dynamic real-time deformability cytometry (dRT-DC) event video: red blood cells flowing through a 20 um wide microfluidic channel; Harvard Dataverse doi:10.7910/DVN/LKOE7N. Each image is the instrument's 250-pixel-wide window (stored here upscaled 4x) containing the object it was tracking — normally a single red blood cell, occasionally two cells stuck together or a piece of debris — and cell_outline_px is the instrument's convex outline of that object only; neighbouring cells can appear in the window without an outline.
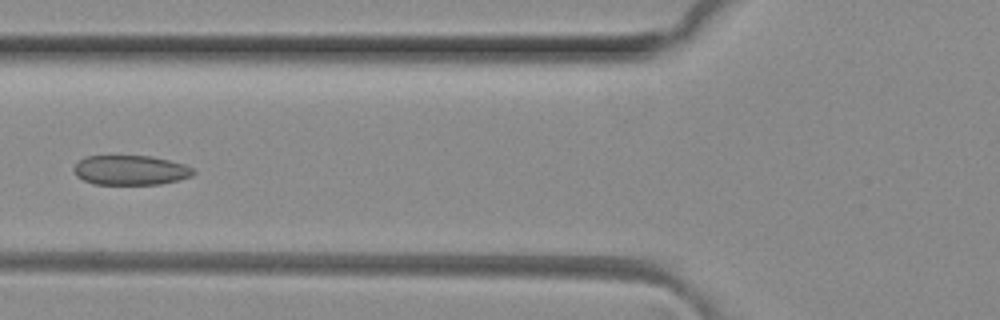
{"species": "common noctule bat (a hibernating species)", "species_latin": "Nyctalus noctula", "temperature_condition": "room temperature", "stored_images_in_passage": 5, "camera_frame_rate_fps": 3000, "um_per_image_px": 0.085, "animal": {"sex": "female", "body_mass_g": 29.2, "forearm_length_mm": 56.3}, "frame": {"image": 1, "passage_image": 5, "time_ms": 1.333, "image_size_px": [1000, 320], "cell_outline_px": [[196, 172], [192, 176], [180, 180], [160, 184], [92, 184], [76, 176], [72, 168], [84, 156], [152, 156], [184, 164], [192, 168]], "centroid_in_image_um": [11.09, 14.47], "position_along_channel_um": 114.7, "area_um2": 20.75}}